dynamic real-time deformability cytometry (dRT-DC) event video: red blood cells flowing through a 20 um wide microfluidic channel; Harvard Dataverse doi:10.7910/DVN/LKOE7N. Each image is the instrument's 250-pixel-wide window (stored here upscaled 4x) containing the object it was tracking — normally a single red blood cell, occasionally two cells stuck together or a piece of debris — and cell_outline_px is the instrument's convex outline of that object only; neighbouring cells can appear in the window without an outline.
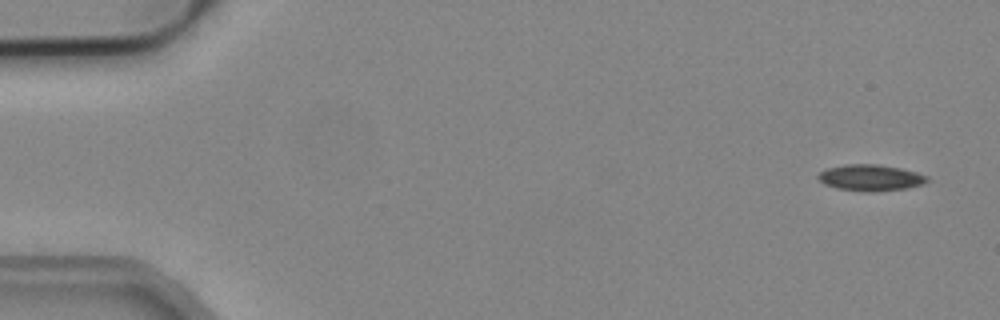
{"species": "common noctule bat (a hibernating species)", "species_latin": "Nyctalus noctula", "temperature_condition": "cold", "stored_images_in_passage": 6, "camera_frame_rate_fps": 3000, "um_per_image_px": 0.085, "animal": {"sex": "male", "body_mass_g": 19.2, "forearm_length_mm": 51.8}, "frame": {"image": 1, "passage_image": 1, "time_ms": 0.0, "image_size_px": [1000, 320], "cell_outline_px": [[928, 180], [924, 184], [908, 188], [872, 192], [868, 192], [836, 188], [824, 184], [816, 176], [820, 172], [828, 168], [848, 164], [876, 164], [900, 168], [916, 172], [928, 176]], "centroid_in_image_um": [74.01, 15.11], "position_along_channel_um": 11.0, "area_um2": 16.65}}
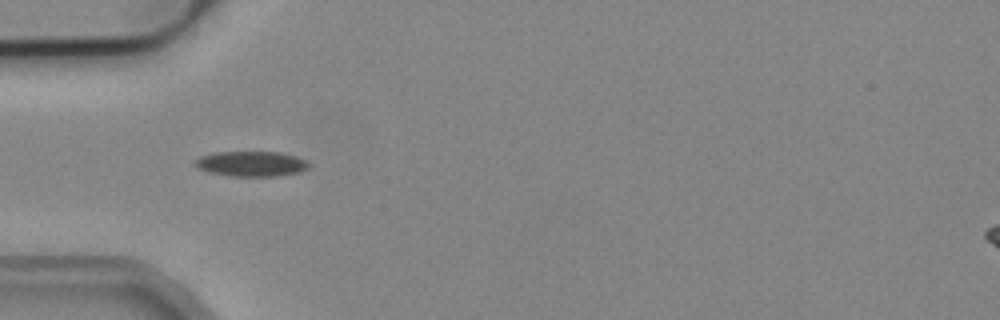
{"frame": {"image": 2, "passage_image": 4, "time_ms": 1.0, "image_size_px": [1000, 320], "cell_outline_px": [[308, 168], [300, 172], [280, 176], [228, 176], [208, 172], [196, 168], [196, 160], [200, 156], [216, 152], [280, 152], [296, 156], [304, 160], [308, 164]], "centroid_in_image_um": [21.35, 13.93], "position_along_channel_um": 63.7, "area_um2": 16.7}}